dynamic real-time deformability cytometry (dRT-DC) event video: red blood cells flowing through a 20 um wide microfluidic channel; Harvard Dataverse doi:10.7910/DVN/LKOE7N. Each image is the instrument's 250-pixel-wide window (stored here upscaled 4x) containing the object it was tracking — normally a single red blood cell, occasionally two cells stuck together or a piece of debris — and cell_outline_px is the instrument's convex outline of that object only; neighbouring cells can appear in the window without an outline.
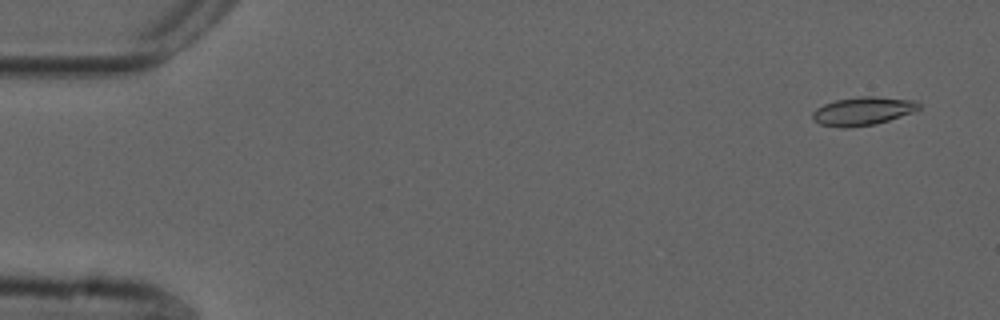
{"species": "common noctule bat (a hibernating species)", "species_latin": "Nyctalus noctula", "temperature_condition": "cold", "stored_images_in_passage": 55, "camera_frame_rate_fps": 3000, "um_per_image_px": 0.085, "animal": {"sex": "male", "forearm_length_mm": 52.5}, "frame": {"image": 1, "passage_image": 3, "time_ms": 0.667, "image_size_px": [1000, 320], "cell_outline_px": [[920, 108], [912, 112], [876, 124], [848, 128], [844, 128], [820, 124], [812, 120], [812, 112], [816, 108], [824, 104], [836, 100], [860, 96], [872, 96], [916, 100], [920, 104]], "centroid_in_image_um": [73.32, 9.44], "position_along_channel_um": 11.7, "area_um2": 17.57}}
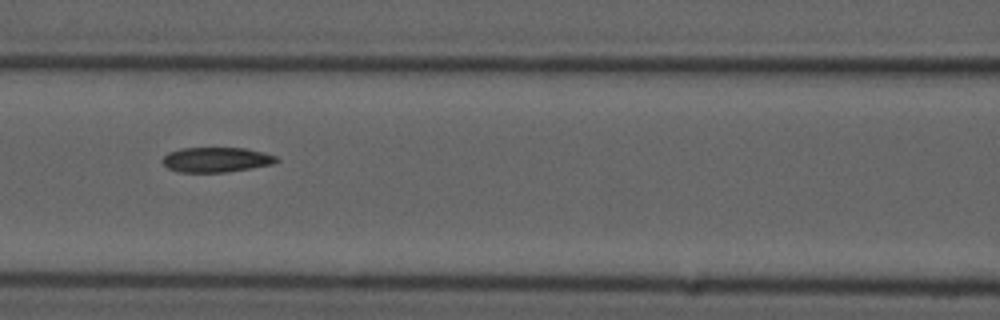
{"frame": {"image": 2, "passage_image": 24, "time_ms": 7.667, "image_size_px": [1000, 320], "cell_outline_px": [[280, 160], [272, 164], [252, 168], [228, 172], [180, 172], [168, 168], [160, 160], [168, 152], [180, 148], [244, 148], [264, 152], [276, 156]], "centroid_in_image_um": [18.38, 13.57], "position_along_channel_um": 148.2, "area_um2": 16.65}}
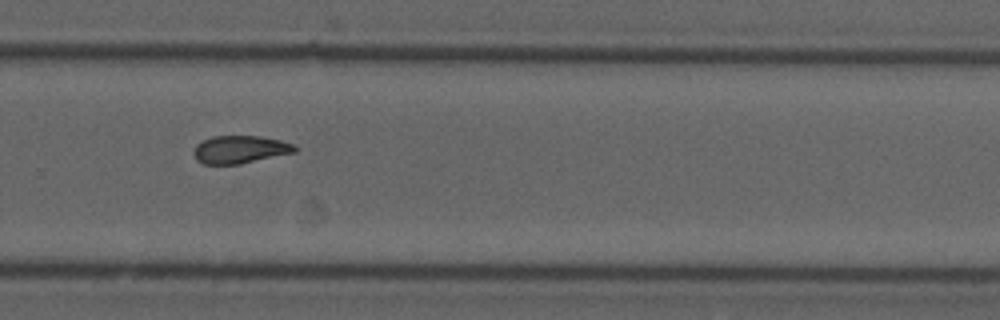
{"frame": {"image": 3, "passage_image": 37, "time_ms": 12.0, "image_size_px": [1000, 320], "cell_outline_px": [[300, 148], [296, 152], [240, 164], [204, 164], [196, 160], [192, 152], [196, 144], [212, 136], [260, 136], [280, 140], [292, 144]], "centroid_in_image_um": [20.4, 12.71], "position_along_channel_um": 309.4, "area_um2": 16.47}, "authors_computed_cell_mechanics": {"area_um2": 16.9932, "velocity_mm_per_s": 3.7321, "shape_relaxation_time_tau1_ms": null, "shape_relaxation_time_tau2_ms": 4.8522, "deformation_change_tau1": null, "deformation_change_tau2": 0.1107}}